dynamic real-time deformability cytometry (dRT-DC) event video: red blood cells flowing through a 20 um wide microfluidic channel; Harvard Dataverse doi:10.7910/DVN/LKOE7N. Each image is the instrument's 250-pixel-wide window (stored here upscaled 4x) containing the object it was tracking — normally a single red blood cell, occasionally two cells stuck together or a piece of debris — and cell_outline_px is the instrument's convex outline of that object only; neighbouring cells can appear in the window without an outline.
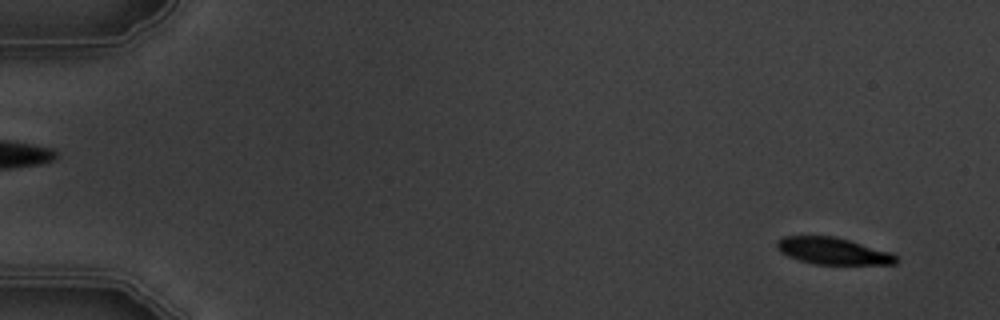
{"species": "common noctule bat (a hibernating species)", "species_latin": "Nyctalus noctula", "temperature_condition": "warm", "stored_images_in_passage": 5, "segment_of_instrument_passage": [2, 2], "camera_frame_rate_fps": 3000, "um_per_image_px": 0.085, "animal": {"sex": "male", "body_mass_g": 19.5, "forearm_length_mm": 54.6}, "frame": {"image": 1, "passage_image": 5, "time_ms": 5.667, "image_size_px": [1000, 320], "cell_outline_px": [[896, 264], [816, 264], [800, 260], [788, 256], [780, 252], [776, 248], [776, 240], [784, 236], [832, 236], [848, 240], [892, 252], [896, 256]], "centroid_in_image_um": [70.76, 21.33], "position_along_channel_um": 14.2, "area_um2": 18.5}}